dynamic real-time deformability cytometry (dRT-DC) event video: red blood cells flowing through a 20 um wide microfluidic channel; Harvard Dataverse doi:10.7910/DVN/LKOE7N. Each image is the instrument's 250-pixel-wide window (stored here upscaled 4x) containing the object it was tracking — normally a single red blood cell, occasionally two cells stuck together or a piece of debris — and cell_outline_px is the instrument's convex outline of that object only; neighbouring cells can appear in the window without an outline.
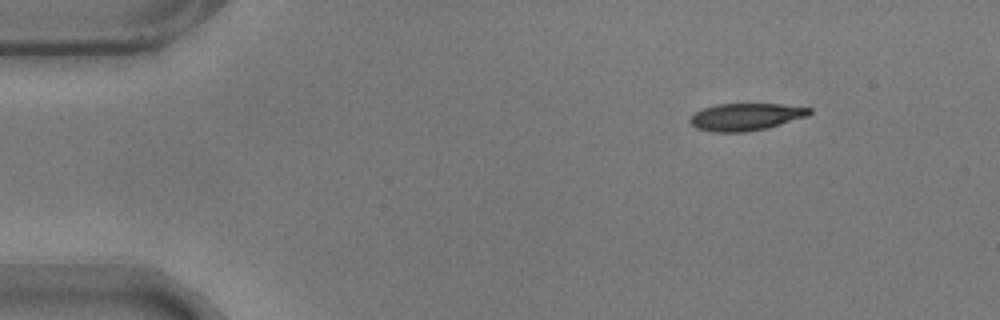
{"species": "common noctule bat (a hibernating species)", "species_latin": "Nyctalus noctula", "temperature_condition": "warm", "stored_images_in_passage": 51, "camera_frame_rate_fps": 3000, "um_per_image_px": 0.085, "animal": {"sex": "male", "body_mass_g": 17.9}, "frame": {"image": 1, "passage_image": 1, "time_ms": 0.0, "image_size_px": [1000, 320], "cell_outline_px": [[812, 112], [808, 116], [768, 128], [744, 132], [712, 132], [696, 128], [688, 120], [696, 112], [704, 108], [716, 104], [780, 104], [812, 108]], "centroid_in_image_um": [63.41, 9.93], "position_along_channel_um": 21.6, "area_um2": 18.96}}
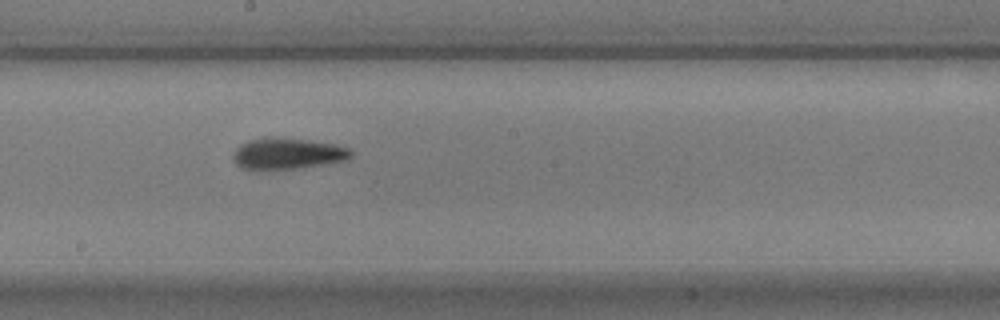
{"frame": {"image": 2, "passage_image": 25, "time_ms": 8.0, "image_size_px": [1000, 320], "cell_outline_px": [[352, 156], [348, 160], [304, 168], [240, 168], [232, 160], [232, 152], [240, 144], [248, 140], [264, 136], [276, 136], [308, 140], [336, 144], [352, 148]], "centroid_in_image_um": [24.46, 13.02], "position_along_channel_um": 223.7, "area_um2": 21.85}}
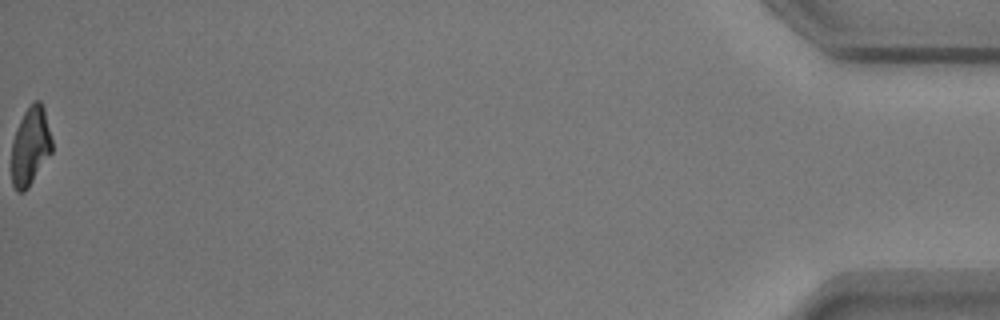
{"frame": {"image": 3, "passage_image": 51, "time_ms": 16.667, "image_size_px": [1000, 320], "cell_outline_px": [[52, 152], [28, 188], [24, 192], [16, 192], [12, 184], [12, 140], [16, 128], [24, 112], [36, 100], [40, 100], [44, 108], [52, 140]], "centroid_in_image_um": [2.58, 12.45], "position_along_channel_um": 432.6, "area_um2": 18.44}, "authors_computed_cell_mechanics": {"area_um2": 20.0566, "velocity_mm_per_s": 3.5575, "shape_relaxation_time_tau1_ms": 5.3431, "shape_relaxation_time_tau2_ms": 2.7732, "deformation_change_tau1": 0.1879, "deformation_change_tau2": 0.1126}}